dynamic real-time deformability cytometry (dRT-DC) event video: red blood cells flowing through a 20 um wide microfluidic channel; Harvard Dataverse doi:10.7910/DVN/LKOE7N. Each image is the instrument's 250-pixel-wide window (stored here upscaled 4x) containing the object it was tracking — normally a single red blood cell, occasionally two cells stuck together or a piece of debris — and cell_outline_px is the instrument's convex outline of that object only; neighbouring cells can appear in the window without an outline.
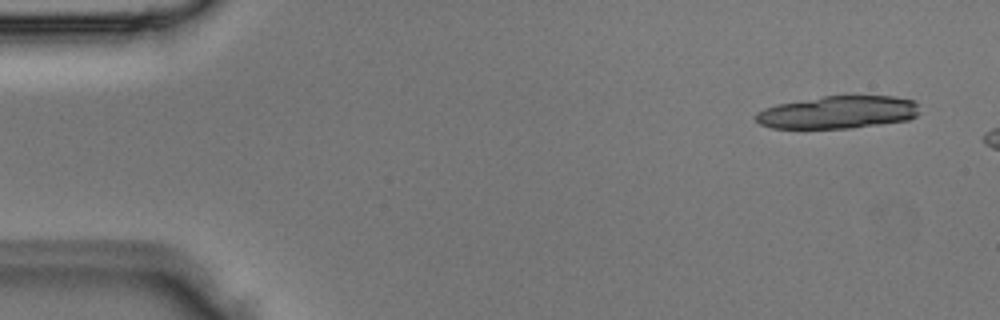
{"species": "Egyptian fruit bat (a non-hibernating species)", "species_latin": "Rousettus aegyptiacus", "temperature_condition": "room temperature", "stored_images_in_passage": 3, "camera_frame_rate_fps": 3000, "um_per_image_px": 0.085, "animal": {"sex": "male"}, "frame": {"image": 1, "passage_image": 1, "time_ms": 0.0, "image_size_px": [1000, 320], "cell_outline_px": [[916, 116], [908, 120], [852, 128], [772, 128], [760, 124], [752, 116], [756, 112], [764, 108], [776, 104], [824, 96], [892, 96], [912, 100], [916, 104]], "centroid_in_image_um": [71.15, 9.55], "position_along_channel_um": 13.8, "area_um2": 31.04}}